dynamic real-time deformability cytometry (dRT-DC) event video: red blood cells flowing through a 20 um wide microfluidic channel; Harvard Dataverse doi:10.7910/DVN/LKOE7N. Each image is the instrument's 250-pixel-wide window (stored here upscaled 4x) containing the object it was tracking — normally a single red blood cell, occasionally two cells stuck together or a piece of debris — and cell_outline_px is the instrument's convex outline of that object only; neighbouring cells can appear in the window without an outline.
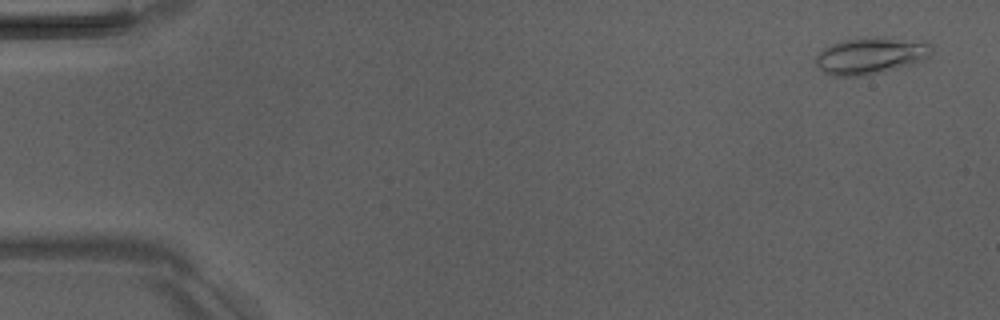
{"species": "Egyptian fruit bat (a non-hibernating species)", "species_latin": "Rousettus aegyptiacus", "temperature_condition": "room temperature", "stored_images_in_passage": 6, "camera_frame_rate_fps": 3000, "um_per_image_px": 0.085, "animal": {"sex": "male"}, "frame": {"image": 1, "passage_image": 1, "time_ms": 0.0, "image_size_px": [1000, 320], "cell_outline_px": [[932, 52], [924, 60], [912, 64], [868, 76], [832, 76], [824, 72], [816, 64], [816, 56], [824, 48], [832, 44], [848, 40], [876, 36], [884, 36], [924, 40], [932, 48]], "centroid_in_image_um": [74.06, 4.73], "position_along_channel_um": 10.9, "area_um2": 25.03}}